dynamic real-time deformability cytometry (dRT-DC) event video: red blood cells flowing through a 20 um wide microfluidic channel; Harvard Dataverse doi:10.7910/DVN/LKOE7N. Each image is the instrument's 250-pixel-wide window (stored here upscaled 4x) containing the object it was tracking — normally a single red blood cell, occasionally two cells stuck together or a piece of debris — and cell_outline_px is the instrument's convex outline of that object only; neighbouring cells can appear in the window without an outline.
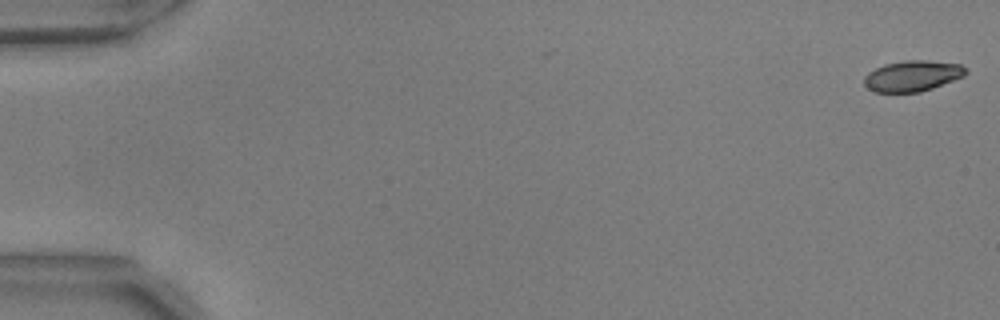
{"species": "common noctule bat (a hibernating species)", "species_latin": "Nyctalus noctula", "temperature_condition": "warm", "stored_images_in_passage": 4, "camera_frame_rate_fps": 3000, "um_per_image_px": 0.085, "animal": {"sex": "male", "body_mass_g": 17.9, "forearm_length_mm": 54.2}, "frame": {"image": 1, "passage_image": 1, "time_ms": 0.0, "image_size_px": [1000, 320], "cell_outline_px": [[968, 72], [964, 76], [932, 88], [920, 92], [872, 92], [864, 84], [864, 76], [868, 72], [884, 64], [904, 60], [928, 60], [960, 64]], "centroid_in_image_um": [77.53, 6.45], "position_along_channel_um": 7.5, "area_um2": 18.26}}